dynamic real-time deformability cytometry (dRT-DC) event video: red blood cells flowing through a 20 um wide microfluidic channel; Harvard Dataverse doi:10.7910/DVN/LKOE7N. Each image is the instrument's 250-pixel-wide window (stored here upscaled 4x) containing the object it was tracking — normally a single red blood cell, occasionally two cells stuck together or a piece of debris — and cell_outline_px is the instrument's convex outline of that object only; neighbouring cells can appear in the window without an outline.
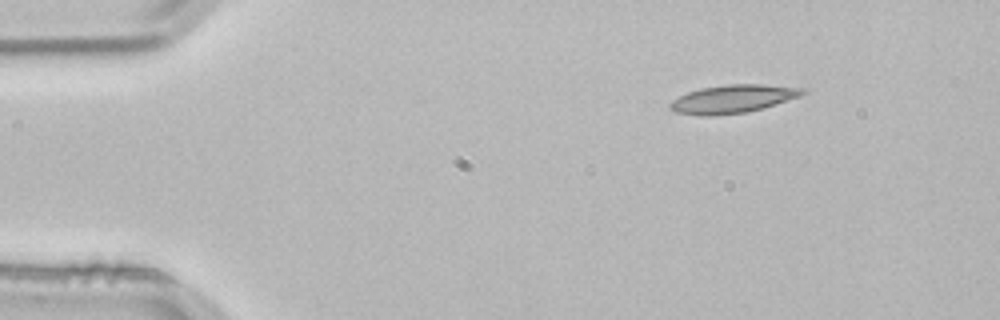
{"species": "common noctule bat (a hibernating species)", "species_latin": "Nyctalus noctula", "temperature_condition": "room temperature", "stored_images_in_passage": 2, "camera_frame_rate_fps": 3000, "um_per_image_px": 0.085, "animal": {"sex": "male", "body_mass_g": 21.5, "forearm_length_mm": 52.0}, "frame": {"image": 1, "passage_image": 1, "time_ms": 0.0, "image_size_px": [1000, 320], "cell_outline_px": [[808, 92], [800, 96], [760, 108], [744, 112], [712, 116], [700, 116], [676, 112], [668, 108], [668, 104], [672, 100], [688, 92], [700, 88], [728, 84], [764, 84], [804, 88]], "centroid_in_image_um": [62.25, 8.4], "position_along_channel_um": 22.8, "area_um2": 21.62}}